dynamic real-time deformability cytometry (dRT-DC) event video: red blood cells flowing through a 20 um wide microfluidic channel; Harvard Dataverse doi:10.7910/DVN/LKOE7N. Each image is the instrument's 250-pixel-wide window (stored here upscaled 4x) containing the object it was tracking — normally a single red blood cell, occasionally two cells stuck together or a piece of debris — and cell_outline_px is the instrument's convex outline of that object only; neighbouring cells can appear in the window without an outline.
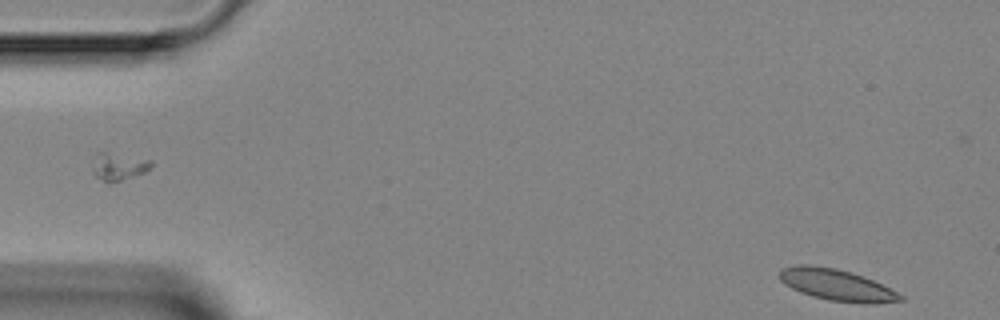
{"species": "Egyptian fruit bat (a non-hibernating species)", "species_latin": "Rousettus aegyptiacus", "temperature_condition": "room temperature", "stored_images_in_passage": 4, "segment_of_instrument_passage": [2, 2], "camera_frame_rate_fps": 3000, "um_per_image_px": 0.085, "animal": {"sex": "female"}, "frame": {"image": 1, "passage_image": 4, "time_ms": 3.333, "image_size_px": [1000, 320], "cell_outline_px": [[904, 300], [872, 304], [828, 300], [812, 296], [800, 292], [784, 284], [780, 280], [780, 268], [796, 264], [812, 264], [836, 268], [872, 280], [904, 296]], "centroid_in_image_um": [71.06, 24.21], "position_along_channel_um": 13.9, "area_um2": 21.96}}